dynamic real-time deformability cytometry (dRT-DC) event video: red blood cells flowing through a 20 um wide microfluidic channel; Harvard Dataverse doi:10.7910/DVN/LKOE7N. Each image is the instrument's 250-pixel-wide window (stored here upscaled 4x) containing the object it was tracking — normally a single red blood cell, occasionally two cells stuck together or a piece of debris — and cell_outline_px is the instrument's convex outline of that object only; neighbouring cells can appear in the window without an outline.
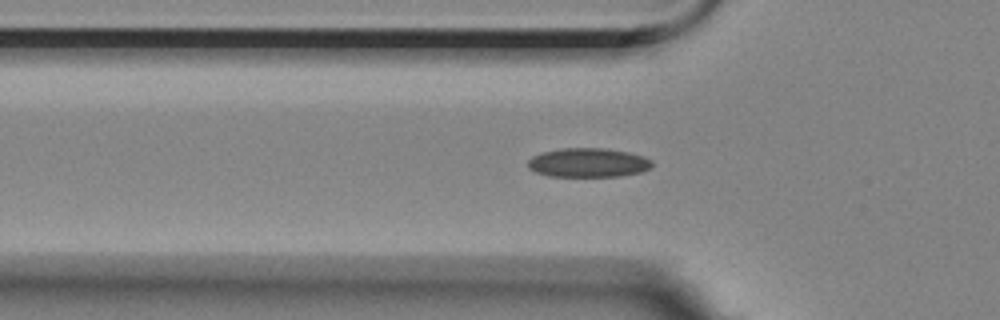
{"species": "Egyptian fruit bat (a non-hibernating species)", "species_latin": "Rousettus aegyptiacus", "temperature_condition": "room temperature", "stored_images_in_passage": 43, "camera_frame_rate_fps": 3000, "um_per_image_px": 0.085, "animal": {"sex": "female"}, "frame": {"image": 1, "passage_image": 4, "time_ms": 1.0, "image_size_px": [1000, 320], "cell_outline_px": [[652, 168], [640, 172], [620, 176], [548, 176], [536, 172], [528, 168], [528, 160], [532, 156], [544, 152], [564, 148], [608, 148], [628, 152], [644, 156], [652, 160]], "centroid_in_image_um": [50.02, 13.82], "position_along_channel_um": 75.8, "area_um2": 21.1}}
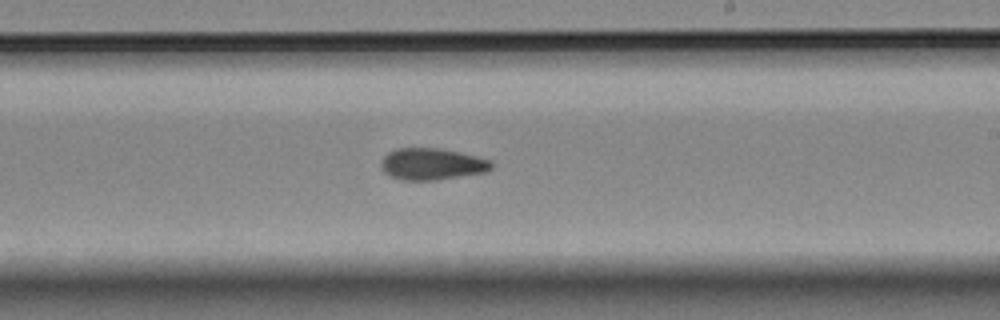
{"frame": {"image": 2, "passage_image": 19, "time_ms": 6.0, "image_size_px": [1000, 320], "cell_outline_px": [[496, 164], [488, 172], [436, 180], [400, 180], [384, 172], [380, 168], [380, 164], [384, 156], [388, 152], [396, 148], [436, 148], [476, 156], [492, 160]], "centroid_in_image_um": [36.74, 13.95], "position_along_channel_um": 252.3, "area_um2": 20.52}}
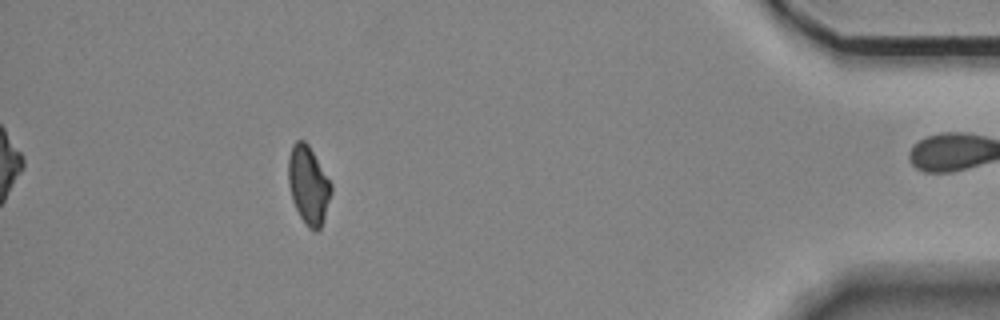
{"frame": {"image": 3, "passage_image": 37, "time_ms": 12.0, "image_size_px": [1000, 320], "cell_outline_px": [[332, 192], [320, 228], [316, 232], [308, 228], [300, 216], [292, 200], [288, 184], [288, 156], [292, 144], [296, 140], [304, 140], [308, 144], [332, 184]], "centroid_in_image_um": [26.2, 15.71], "position_along_channel_um": 409.0, "area_um2": 19.48}, "authors_computed_cell_mechanics": {"area_um2": 20.4034, "velocity_mm_per_s": 3.506, "shape_relaxation_time_tau1_ms": null, "shape_relaxation_time_tau2_ms": 7.8015, "deformation_change_tau1": null, "deformation_change_tau2": 0.1205}}